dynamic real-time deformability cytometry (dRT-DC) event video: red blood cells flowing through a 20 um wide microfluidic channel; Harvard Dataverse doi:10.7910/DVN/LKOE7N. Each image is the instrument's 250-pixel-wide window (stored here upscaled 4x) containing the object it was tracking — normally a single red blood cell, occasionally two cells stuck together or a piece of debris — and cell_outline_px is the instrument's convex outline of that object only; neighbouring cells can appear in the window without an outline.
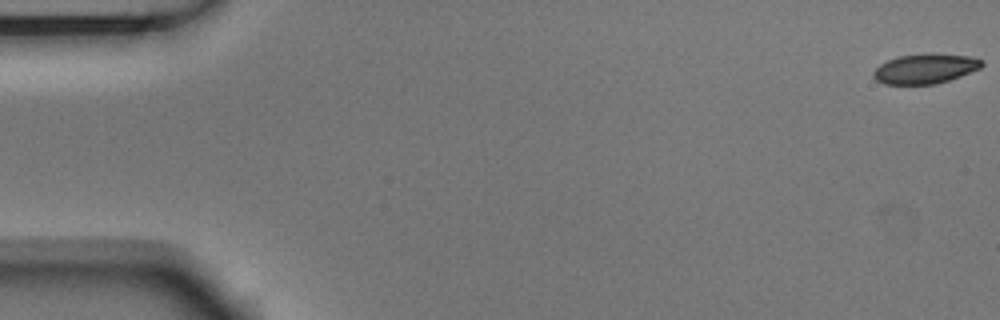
{"species": "Egyptian fruit bat (a non-hibernating species)", "species_latin": "Rousettus aegyptiacus", "temperature_condition": "room temperature", "stored_images_in_passage": 54, "camera_frame_rate_fps": 3000, "um_per_image_px": 0.085, "animal": {"sex": "male"}, "frame": {"image": 1, "passage_image": 1, "time_ms": 0.0, "image_size_px": [1000, 320], "cell_outline_px": [[984, 64], [980, 68], [960, 76], [936, 84], [884, 84], [876, 80], [872, 76], [872, 72], [880, 64], [888, 60], [900, 56], [932, 52], [972, 56], [984, 60]], "centroid_in_image_um": [78.66, 5.82], "position_along_channel_um": 6.3, "area_um2": 19.07}}
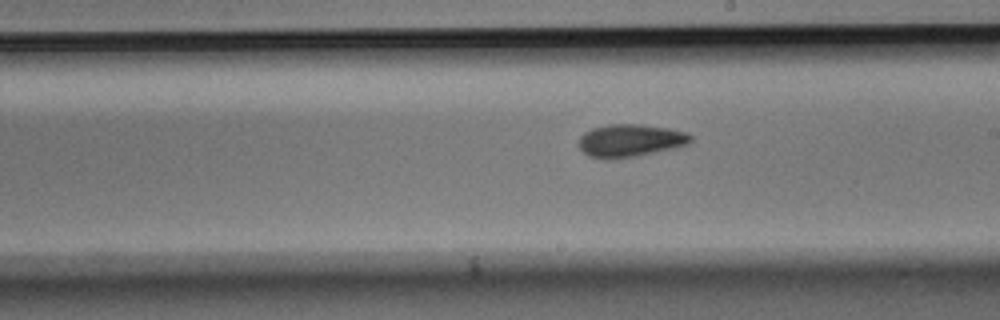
{"frame": {"image": 2, "passage_image": 31, "time_ms": 10.0, "image_size_px": [1000, 320], "cell_outline_px": [[692, 140], [688, 144], [676, 148], [636, 156], [612, 160], [604, 160], [588, 156], [580, 148], [580, 136], [584, 132], [592, 128], [608, 124], [640, 124], [668, 128], [688, 132], [692, 136]], "centroid_in_image_um": [53.58, 11.95], "position_along_channel_um": 235.4, "area_um2": 21.62}}
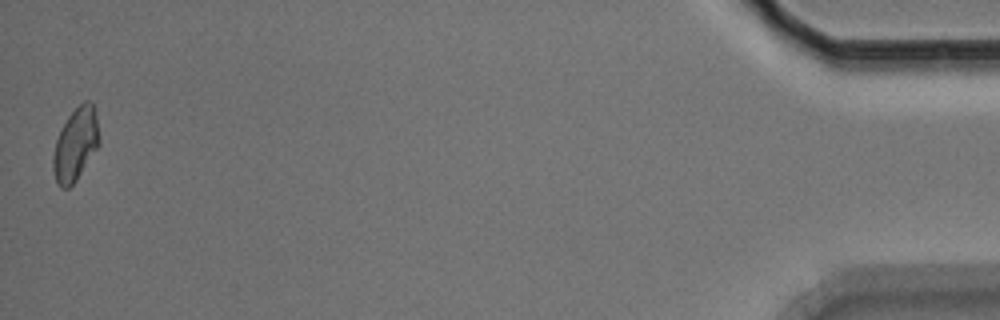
{"frame": {"image": 3, "passage_image": 54, "time_ms": 17.667, "image_size_px": [1000, 320], "cell_outline_px": [[100, 144], [76, 180], [68, 188], [60, 188], [56, 184], [52, 168], [52, 156], [56, 140], [68, 116], [84, 100], [92, 100], [96, 116], [100, 140]], "centroid_in_image_um": [6.42, 12.29], "position_along_channel_um": 428.8, "area_um2": 19.59}, "authors_computed_cell_mechanics": {"area_um2": 19.9699, "velocity_mm_per_s": 3.7361, "shape_relaxation_time_tau1_ms": 4.1905, "shape_relaxation_time_tau2_ms": 3.2137, "deformation_change_tau1": 0.1003, "deformation_change_tau2": 0.076}}